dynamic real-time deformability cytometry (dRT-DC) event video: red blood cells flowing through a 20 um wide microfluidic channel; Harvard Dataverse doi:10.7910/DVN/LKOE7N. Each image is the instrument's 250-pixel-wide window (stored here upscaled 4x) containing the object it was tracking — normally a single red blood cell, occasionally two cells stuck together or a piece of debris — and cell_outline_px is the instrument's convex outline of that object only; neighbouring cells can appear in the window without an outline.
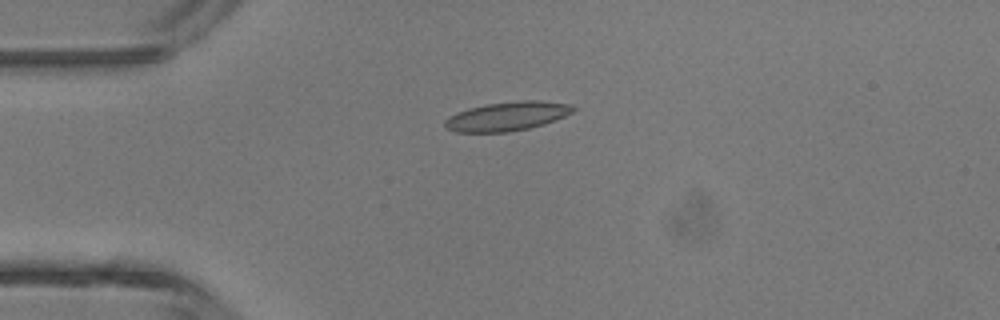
{"species": "common noctule bat (a hibernating species)", "species_latin": "Nyctalus noctula", "temperature_condition": "room temperature", "stored_images_in_passage": 5, "camera_frame_rate_fps": 3000, "um_per_image_px": 0.085, "animal": {"sex": "male", "body_mass_g": 13.3}, "frame": {"image": 1, "passage_image": 4, "time_ms": 1.0, "image_size_px": [1000, 320], "cell_outline_px": [[576, 108], [572, 112], [556, 120], [544, 124], [528, 128], [508, 132], [456, 132], [444, 128], [444, 120], [456, 112], [468, 108], [484, 104], [520, 100], [536, 100], [568, 104]], "centroid_in_image_um": [43.06, 9.88], "position_along_channel_um": 41.9, "area_um2": 21.73}}